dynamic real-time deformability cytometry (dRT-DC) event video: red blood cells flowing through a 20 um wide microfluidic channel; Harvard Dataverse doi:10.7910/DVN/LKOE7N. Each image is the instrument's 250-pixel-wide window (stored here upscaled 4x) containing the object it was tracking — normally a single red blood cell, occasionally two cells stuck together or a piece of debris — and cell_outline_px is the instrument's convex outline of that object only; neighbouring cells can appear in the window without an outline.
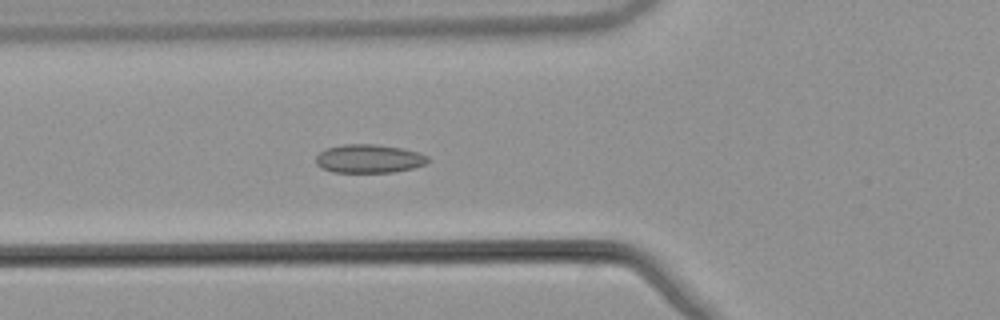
{"species": "common noctule bat (a hibernating species)", "species_latin": "Nyctalus noctula", "temperature_condition": "warm", "stored_images_in_passage": 46, "camera_frame_rate_fps": 3000, "um_per_image_px": 0.085, "animal": {"sex": "male", "body_mass_g": 21.5, "forearm_length_mm": 52.0}, "frame": {"image": 1, "passage_image": 13, "time_ms": 4.0, "image_size_px": [1000, 320], "cell_outline_px": [[432, 160], [424, 164], [412, 168], [392, 172], [332, 172], [320, 168], [316, 164], [316, 156], [324, 148], [344, 144], [372, 144], [400, 148], [420, 152], [428, 156]], "centroid_in_image_um": [31.34, 13.48], "position_along_channel_um": 94.5, "area_um2": 18.73}}
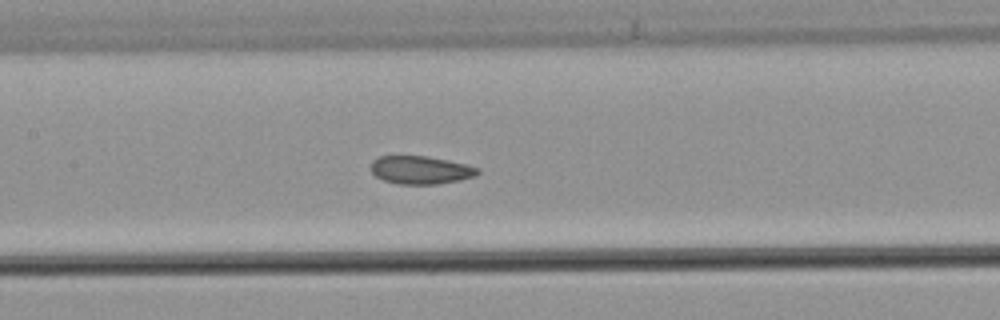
{"frame": {"image": 2, "passage_image": 19, "time_ms": 6.0, "image_size_px": [1000, 320], "cell_outline_px": [[480, 172], [476, 176], [460, 180], [436, 184], [400, 184], [384, 180], [376, 176], [372, 172], [372, 160], [380, 156], [428, 156], [448, 160], [480, 168]], "centroid_in_image_um": [35.78, 14.45], "position_along_channel_um": 171.6, "area_um2": 17.4}}
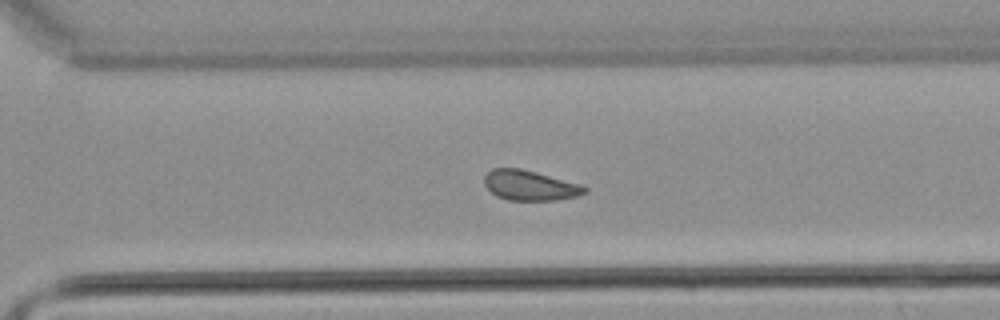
{"frame": {"image": 3, "passage_image": 31, "time_ms": 10.0, "image_size_px": [1000, 320], "cell_outline_px": [[588, 192], [576, 196], [556, 200], [508, 200], [496, 196], [484, 184], [484, 176], [492, 168], [520, 168], [536, 172], [580, 184], [588, 188]], "centroid_in_image_um": [45.04, 15.76], "position_along_channel_um": 325.6, "area_um2": 17.51}, "authors_computed_cell_mechanics": {"area_um2": 18.0914, "velocity_mm_per_s": 3.8502, "shape_relaxation_time_tau1_ms": null, "shape_relaxation_time_tau2_ms": 3.0297, "deformation_change_tau1": null, "deformation_change_tau2": 0.0821}}